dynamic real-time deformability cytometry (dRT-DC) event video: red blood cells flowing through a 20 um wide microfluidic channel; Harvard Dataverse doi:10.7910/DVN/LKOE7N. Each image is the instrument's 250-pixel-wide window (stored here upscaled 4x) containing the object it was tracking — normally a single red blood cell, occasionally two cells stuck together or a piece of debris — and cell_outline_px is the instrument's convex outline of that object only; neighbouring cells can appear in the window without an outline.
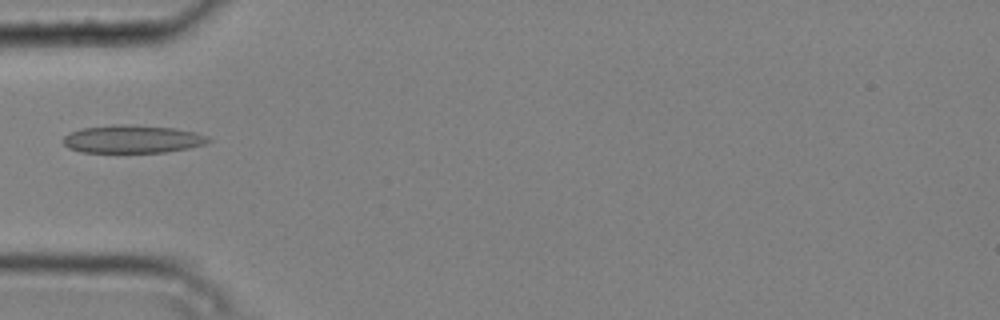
{"species": "common noctule bat (a hibernating species)", "species_latin": "Nyctalus noctula", "temperature_condition": "cold", "stored_images_in_passage": 3, "camera_frame_rate_fps": 3000, "um_per_image_px": 0.085, "animal": {"sex": "male", "body_mass_g": 20.4}, "frame": {"image": 1, "passage_image": 2, "time_ms": 0.333, "image_size_px": [1000, 320], "cell_outline_px": [[212, 140], [204, 144], [188, 148], [164, 152], [80, 152], [68, 148], [64, 144], [64, 136], [72, 132], [84, 128], [116, 124], [128, 124], [176, 128], [196, 132], [208, 136]], "centroid_in_image_um": [11.29, 11.82], "position_along_channel_um": 73.7, "area_um2": 23.58}}
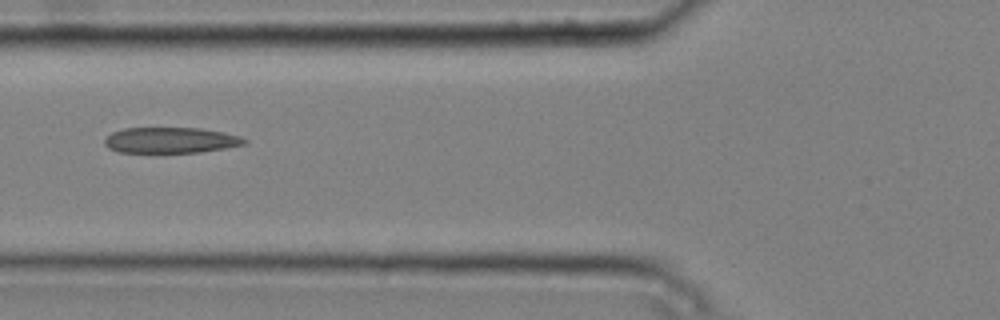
{"frame": {"image": 2, "passage_image": 3, "time_ms": 0.667, "image_size_px": [1000, 320], "cell_outline_px": [[248, 144], [200, 152], [120, 152], [108, 148], [104, 144], [104, 140], [112, 132], [124, 128], [200, 128], [224, 132], [240, 136], [248, 140]], "centroid_in_image_um": [14.53, 11.91], "position_along_channel_um": 111.3, "area_um2": 20.98}}